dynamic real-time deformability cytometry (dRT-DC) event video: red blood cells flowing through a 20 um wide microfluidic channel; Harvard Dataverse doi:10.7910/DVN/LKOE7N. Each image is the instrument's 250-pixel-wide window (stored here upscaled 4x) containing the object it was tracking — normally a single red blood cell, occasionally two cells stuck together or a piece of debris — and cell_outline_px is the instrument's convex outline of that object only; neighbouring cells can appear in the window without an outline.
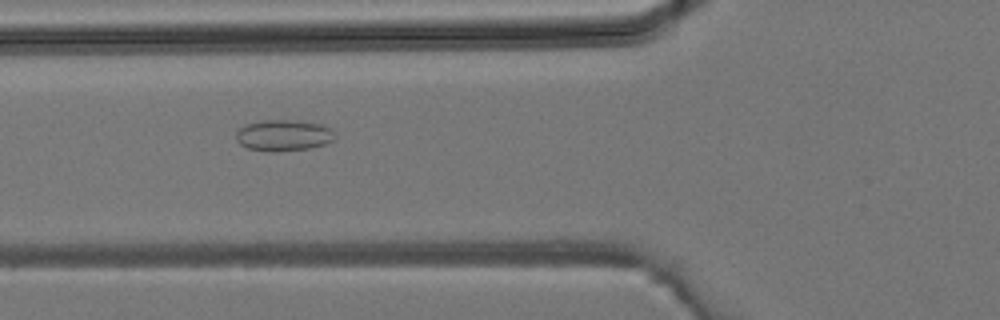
{"species": "common noctule bat (a hibernating species)", "species_latin": "Nyctalus noctula", "temperature_condition": "room temperature", "stored_images_in_passage": 6, "camera_frame_rate_fps": 3000, "um_per_image_px": 0.085, "animal": {"sex": "male", "body_mass_g": 19.2, "forearm_length_mm": 51.8}, "frame": {"image": 1, "passage_image": 5, "time_ms": 1.333, "image_size_px": [1000, 320], "cell_outline_px": [[336, 136], [332, 140], [324, 144], [308, 148], [276, 152], [268, 152], [248, 148], [240, 144], [236, 140], [236, 132], [244, 124], [260, 120], [296, 120], [320, 124], [332, 128]], "centroid_in_image_um": [24.08, 11.5], "position_along_channel_um": 101.7, "area_um2": 18.15}}
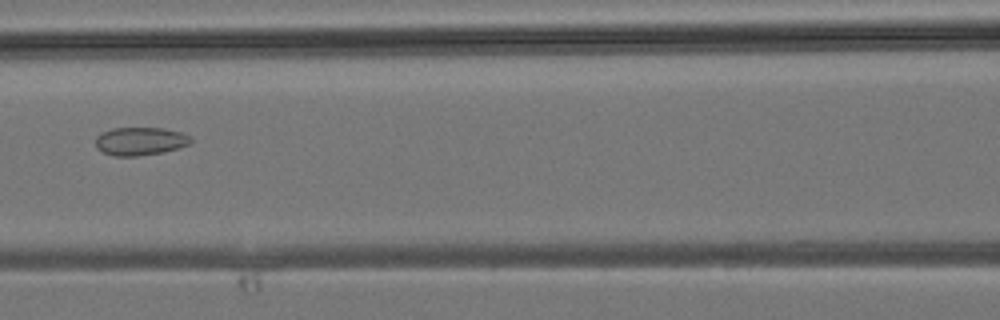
{"frame": {"image": 2, "passage_image": 6, "time_ms": 1.667, "image_size_px": [1000, 320], "cell_outline_px": [[192, 140], [188, 144], [164, 152], [140, 156], [112, 156], [96, 148], [96, 136], [100, 132], [112, 128], [164, 128], [180, 132], [192, 136]], "centroid_in_image_um": [11.89, 12.0], "position_along_channel_um": 154.7, "area_um2": 15.72}}